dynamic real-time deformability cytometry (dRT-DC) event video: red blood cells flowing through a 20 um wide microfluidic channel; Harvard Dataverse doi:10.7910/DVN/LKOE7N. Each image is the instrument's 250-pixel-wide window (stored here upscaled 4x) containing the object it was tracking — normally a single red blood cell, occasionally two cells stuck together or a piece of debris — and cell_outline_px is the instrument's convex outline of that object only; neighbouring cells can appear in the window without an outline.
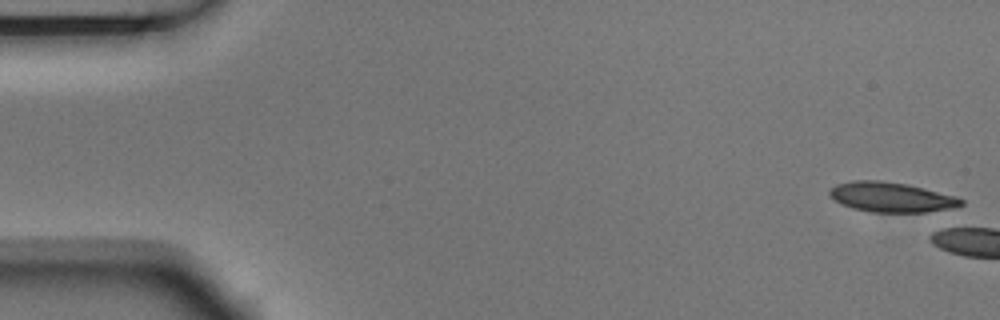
{"species": "Egyptian fruit bat (a non-hibernating species)", "species_latin": "Rousettus aegyptiacus", "temperature_condition": "room temperature", "stored_images_in_passage": 4, "camera_frame_rate_fps": 3000, "um_per_image_px": 0.085, "animal": {"sex": "male"}, "frame": {"image": 1, "passage_image": 1, "time_ms": 0.0, "image_size_px": [1000, 320], "cell_outline_px": [[964, 204], [948, 212], [872, 212], [852, 208], [840, 204], [828, 196], [828, 188], [836, 184], [852, 180], [880, 180], [908, 184], [956, 196], [964, 200]], "centroid_in_image_um": [75.8, 16.77], "position_along_channel_um": 9.2, "area_um2": 23.64}}